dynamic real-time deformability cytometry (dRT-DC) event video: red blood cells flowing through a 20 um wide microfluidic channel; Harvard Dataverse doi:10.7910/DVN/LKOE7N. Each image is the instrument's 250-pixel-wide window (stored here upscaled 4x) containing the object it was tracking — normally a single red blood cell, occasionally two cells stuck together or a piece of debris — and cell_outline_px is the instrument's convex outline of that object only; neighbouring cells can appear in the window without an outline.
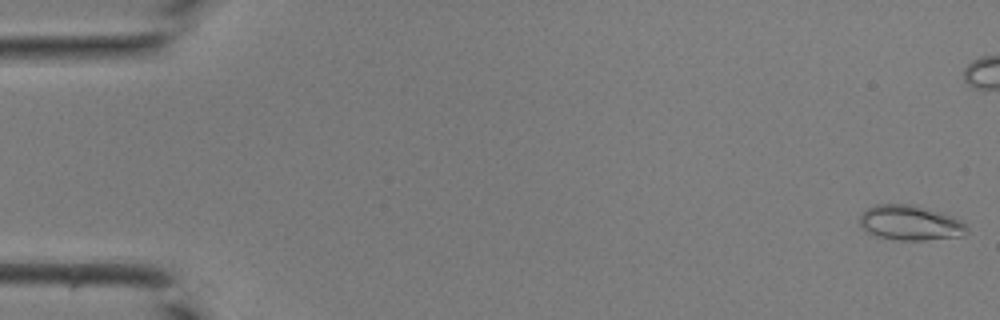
{"species": "common noctule bat (a hibernating species)", "species_latin": "Nyctalus noctula", "temperature_condition": "room temperature", "stored_images_in_passage": 41, "camera_frame_rate_fps": 3000, "um_per_image_px": 0.085, "animal": {"sex": "male", "body_mass_g": 19.0, "forearm_length_mm": 50.8}, "frame": {"image": 1, "passage_image": 1, "time_ms": 0.0, "image_size_px": [1000, 320], "cell_outline_px": [[968, 232], [960, 236], [924, 240], [900, 240], [876, 236], [868, 232], [860, 224], [860, 216], [868, 208], [876, 204], [908, 204], [940, 212], [952, 216], [964, 224], [968, 228]], "centroid_in_image_um": [77.36, 18.94], "position_along_channel_um": 7.6, "area_um2": 21.44}}
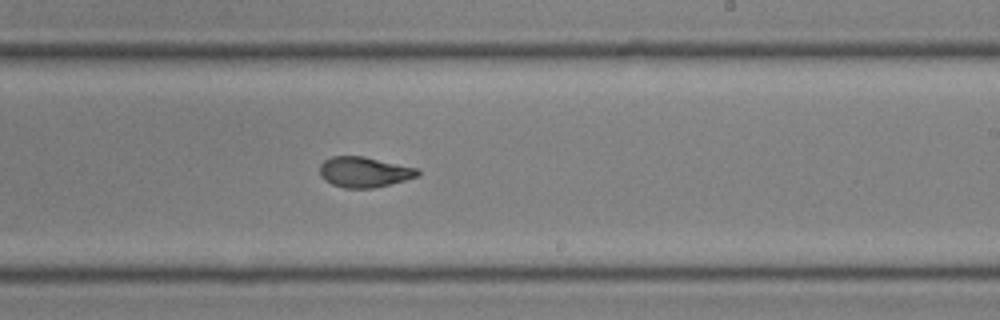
{"frame": {"image": 2, "passage_image": 26, "time_ms": 8.333, "image_size_px": [1000, 320], "cell_outline_px": [[420, 172], [416, 176], [404, 180], [372, 188], [344, 188], [332, 184], [324, 180], [320, 176], [320, 164], [324, 160], [332, 156], [364, 156], [416, 168]], "centroid_in_image_um": [30.89, 14.62], "position_along_channel_um": 258.1, "area_um2": 17.17}}
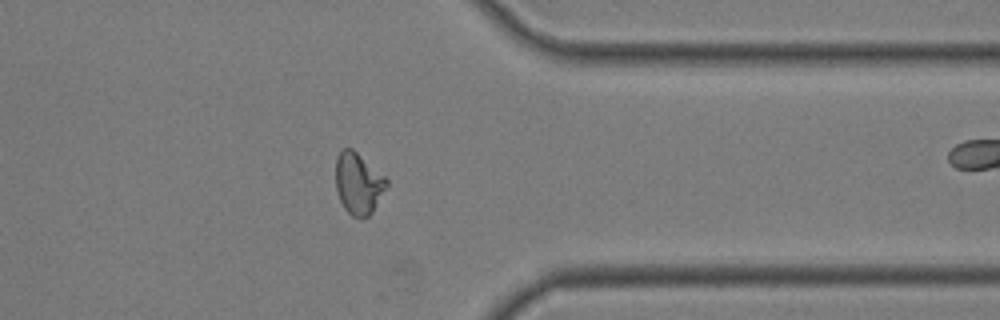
{"frame": {"image": 3, "passage_image": 34, "time_ms": 11.0, "image_size_px": [1000, 320], "cell_outline_px": [[388, 184], [372, 212], [368, 216], [352, 216], [344, 208], [340, 200], [336, 188], [336, 156], [344, 148], [352, 148], [384, 176], [388, 180]], "centroid_in_image_um": [30.44, 15.58], "position_along_channel_um": 381.0, "area_um2": 17.86}}